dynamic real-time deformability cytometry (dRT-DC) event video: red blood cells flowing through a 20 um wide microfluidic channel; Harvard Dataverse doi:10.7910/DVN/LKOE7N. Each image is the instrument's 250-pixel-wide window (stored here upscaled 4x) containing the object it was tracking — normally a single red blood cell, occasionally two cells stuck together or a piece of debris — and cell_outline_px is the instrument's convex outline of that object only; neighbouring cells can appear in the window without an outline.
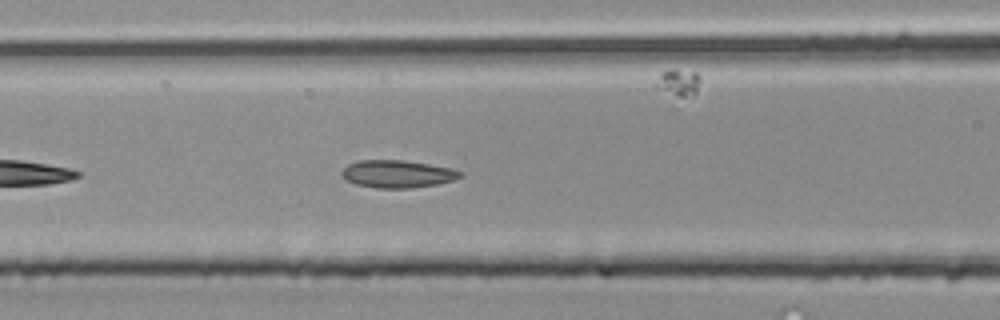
{"species": "common noctule bat (a hibernating species)", "species_latin": "Nyctalus noctula", "temperature_condition": "room temperature", "stored_images_in_passage": 21, "camera_frame_rate_fps": 3000, "um_per_image_px": 0.085, "animal": {"sex": "male", "body_mass_g": 20.4}, "frame": {"image": 1, "passage_image": 7, "time_ms": 2.0, "image_size_px": [1000, 320], "cell_outline_px": [[464, 176], [452, 180], [436, 184], [412, 188], [380, 188], [356, 184], [348, 180], [340, 172], [348, 164], [360, 160], [400, 160], [428, 164], [452, 168], [464, 172]], "centroid_in_image_um": [33.82, 14.78], "position_along_channel_um": 132.8, "area_um2": 18.84}}
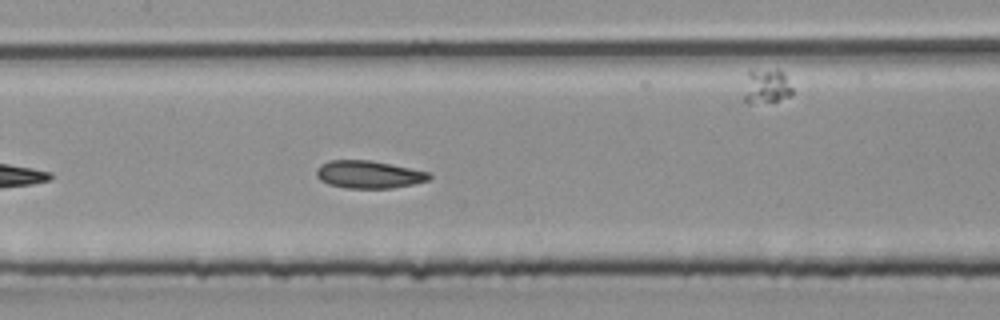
{"frame": {"image": 2, "passage_image": 10, "time_ms": 3.0, "image_size_px": [1000, 320], "cell_outline_px": [[432, 176], [428, 180], [412, 184], [392, 188], [348, 188], [328, 184], [320, 180], [316, 176], [316, 168], [320, 164], [328, 160], [372, 160], [428, 172]], "centroid_in_image_um": [31.3, 14.82], "position_along_channel_um": 176.1, "area_um2": 18.15}}